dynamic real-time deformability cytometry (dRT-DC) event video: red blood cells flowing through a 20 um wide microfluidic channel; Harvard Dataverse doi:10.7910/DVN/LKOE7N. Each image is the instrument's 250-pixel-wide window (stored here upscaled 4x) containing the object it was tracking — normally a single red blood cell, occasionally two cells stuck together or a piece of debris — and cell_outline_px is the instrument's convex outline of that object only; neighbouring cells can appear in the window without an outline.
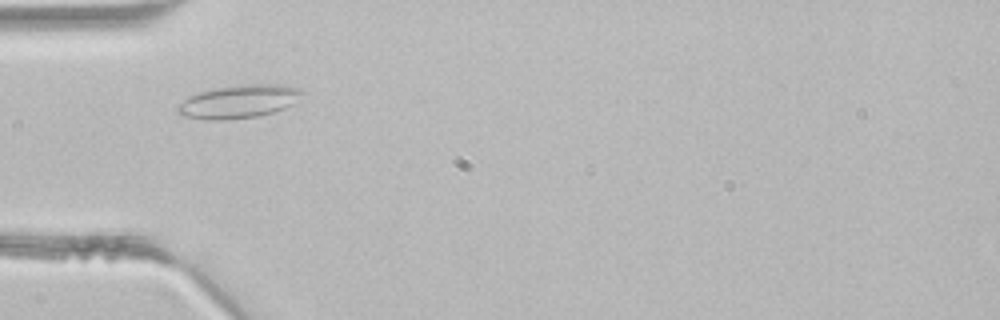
{"species": "common noctule bat (a hibernating species)", "species_latin": "Nyctalus noctula", "temperature_condition": "room temperature", "stored_images_in_passage": 1, "camera_frame_rate_fps": 3000, "um_per_image_px": 0.085, "animal": {"sex": "male", "body_mass_g": 21.5, "forearm_length_mm": 52.0}, "frame": {"image": 1, "passage_image": 1, "time_ms": 0.0, "image_size_px": [1000, 320], "cell_outline_px": [[308, 92], [292, 104], [284, 108], [272, 112], [256, 116], [228, 120], [204, 120], [180, 116], [176, 112], [176, 108], [188, 96], [212, 88], [240, 84], [288, 84], [300, 88]], "centroid_in_image_um": [20.32, 8.62], "position_along_channel_um": 64.7, "area_um2": 24.62}}